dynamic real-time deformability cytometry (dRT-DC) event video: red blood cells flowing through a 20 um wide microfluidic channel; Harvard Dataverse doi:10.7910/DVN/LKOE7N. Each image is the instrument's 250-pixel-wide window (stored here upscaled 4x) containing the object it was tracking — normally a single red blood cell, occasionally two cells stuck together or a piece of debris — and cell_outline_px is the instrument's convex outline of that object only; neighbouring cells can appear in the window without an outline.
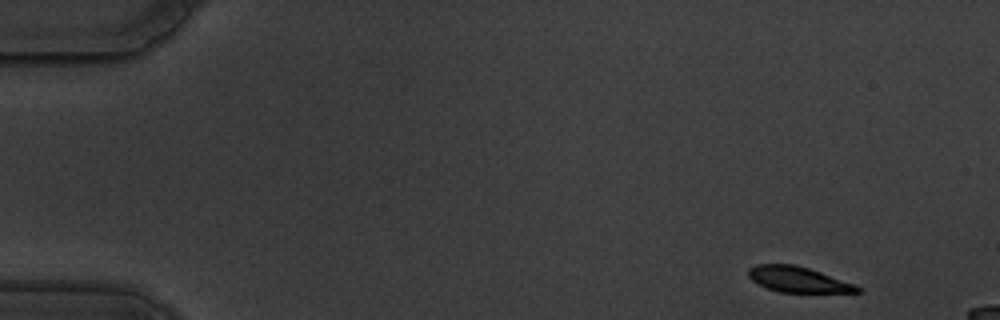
{"species": "common noctule bat (a hibernating species)", "species_latin": "Nyctalus noctula", "temperature_condition": "warm", "stored_images_in_passage": 11, "camera_frame_rate_fps": 3000, "um_per_image_px": 0.085, "animal": {"sex": "male", "body_mass_g": 19.5, "forearm_length_mm": 54.6}, "frame": {"image": 1, "passage_image": 1, "time_ms": 0.0, "image_size_px": [1000, 320], "cell_outline_px": [[860, 292], [780, 292], [768, 288], [752, 280], [748, 276], [748, 268], [756, 264], [796, 264], [856, 284], [860, 288]], "centroid_in_image_um": [67.82, 23.74], "position_along_channel_um": 17.2, "area_um2": 16.07}}